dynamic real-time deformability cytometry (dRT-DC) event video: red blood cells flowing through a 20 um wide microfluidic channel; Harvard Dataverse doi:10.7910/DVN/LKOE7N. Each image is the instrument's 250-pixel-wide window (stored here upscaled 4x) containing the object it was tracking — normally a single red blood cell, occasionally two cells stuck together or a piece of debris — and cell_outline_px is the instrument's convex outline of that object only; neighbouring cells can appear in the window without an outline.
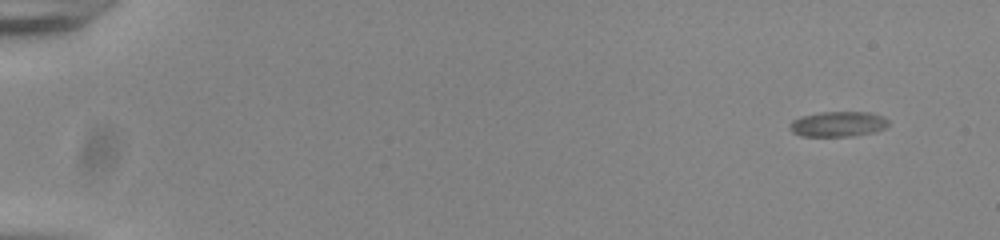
{"species": "common noctule bat (a hibernating species)", "species_latin": "Nyctalus noctula", "temperature_condition": "room temperature", "stored_images_in_passage": 52, "camera_frame_rate_fps": 3000, "um_per_image_px": 0.085, "animal": {"sex": "male", "body_mass_g": 20.0, "forearm_length_mm": 53.3}, "frame": {"image": 1, "passage_image": 1, "time_ms": 0.0, "image_size_px": [1000, 240], "cell_outline_px": [[888, 124], [884, 128], [876, 132], [852, 136], [800, 136], [792, 132], [788, 128], [788, 124], [792, 120], [804, 116], [820, 112], [872, 112], [884, 116], [888, 120]], "centroid_in_image_um": [71.23, 10.55], "position_along_channel_um": 13.8, "area_um2": 14.68}}
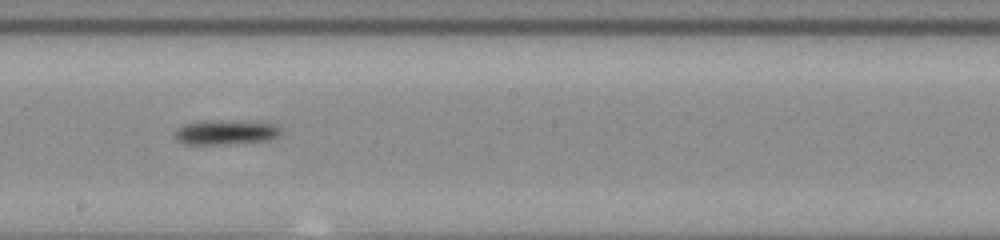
{"frame": {"image": 2, "passage_image": 30, "time_ms": 9.667, "image_size_px": [1000, 240], "cell_outline_px": [[280, 136], [268, 140], [228, 144], [184, 144], [176, 140], [176, 132], [184, 124], [200, 120], [256, 120], [276, 124], [280, 128]], "centroid_in_image_um": [19.25, 11.21], "position_along_channel_um": 228.9, "area_um2": 15.66}}
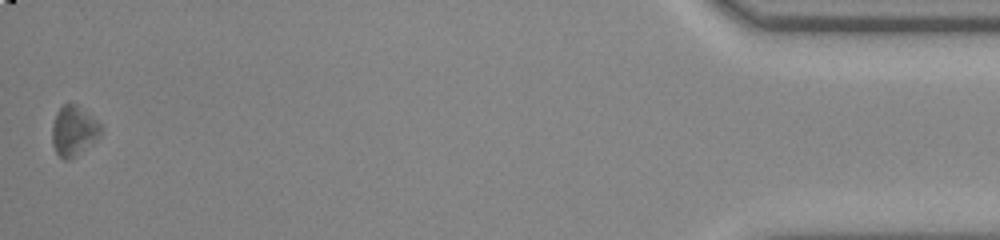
{"frame": {"image": 3, "passage_image": 52, "time_ms": 17.0, "image_size_px": [1000, 240], "cell_outline_px": [[100, 132], [92, 144], [68, 160], [64, 160], [56, 152], [52, 144], [52, 124], [56, 112], [64, 104], [76, 104], [96, 120], [100, 124]], "centroid_in_image_um": [6.22, 11.12], "position_along_channel_um": 429.0, "area_um2": 13.87}, "authors_computed_cell_mechanics": {"area_um2": 13.9009, "velocity_mm_per_s": 3.8209, "shape_relaxation_time_tau1_ms": 1.209, "shape_relaxation_time_tau2_ms": null, "deformation_change_tau1": 0.1294, "deformation_change_tau2": null}}